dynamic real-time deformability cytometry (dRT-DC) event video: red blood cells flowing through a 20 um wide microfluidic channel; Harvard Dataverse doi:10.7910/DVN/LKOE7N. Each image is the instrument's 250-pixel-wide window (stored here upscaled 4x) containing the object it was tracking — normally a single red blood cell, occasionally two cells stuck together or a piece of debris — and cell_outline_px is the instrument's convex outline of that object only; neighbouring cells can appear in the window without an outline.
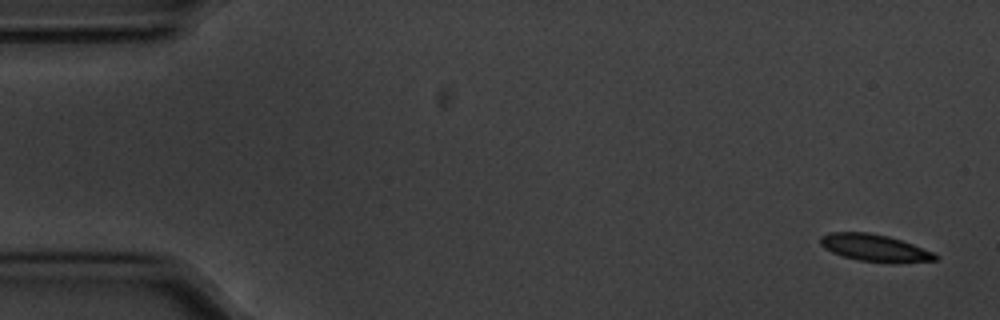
{"species": "common noctule bat (a hibernating species)", "species_latin": "Nyctalus noctula", "temperature_condition": "cold", "stored_images_in_passage": 55, "camera_frame_rate_fps": 3000, "um_per_image_px": 0.085, "animal": {"sex": "male", "body_mass_g": 20.1, "forearm_length_mm": 53.5}, "frame": {"image": 1, "passage_image": 1, "time_ms": 0.0, "image_size_px": [1000, 320], "cell_outline_px": [[940, 256], [936, 260], [896, 264], [892, 264], [860, 260], [844, 256], [832, 252], [824, 248], [820, 244], [820, 236], [832, 232], [868, 232], [888, 236], [912, 244], [932, 252]], "centroid_in_image_um": [74.37, 21.08], "position_along_channel_um": 10.6, "area_um2": 18.21}}
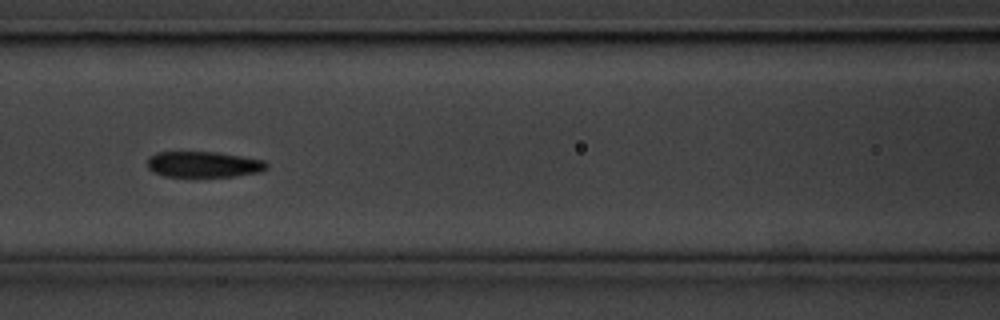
{"frame": {"image": 2, "passage_image": 23, "time_ms": 7.333, "image_size_px": [1000, 320], "cell_outline_px": [[268, 168], [260, 172], [236, 176], [164, 176], [152, 172], [148, 168], [148, 156], [156, 152], [216, 152], [264, 160], [268, 164]], "centroid_in_image_um": [17.3, 13.97], "position_along_channel_um": 149.3, "area_um2": 17.98}}
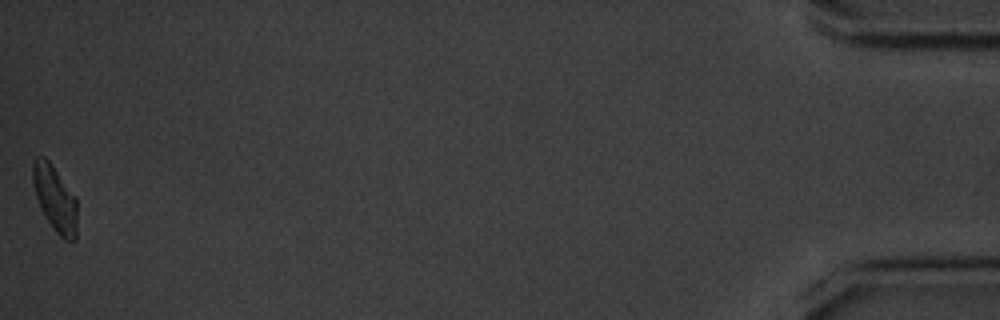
{"frame": {"image": 3, "passage_image": 55, "time_ms": 18.0, "image_size_px": [1000, 320], "cell_outline_px": [[76, 240], [72, 244], [64, 240], [56, 232], [44, 216], [40, 208], [32, 184], [32, 160], [36, 156], [44, 156], [52, 164], [76, 196]], "centroid_in_image_um": [4.66, 16.87], "position_along_channel_um": 430.5, "area_um2": 17.46}, "authors_computed_cell_mechanics": {"area_um2": 18.2648, "velocity_mm_per_s": 3.5442, "shape_relaxation_time_tau1_ms": 3.138, "shape_relaxation_time_tau2_ms": 5.3903, "deformation_change_tau1": 0.1014, "deformation_change_tau2": 0.102}}